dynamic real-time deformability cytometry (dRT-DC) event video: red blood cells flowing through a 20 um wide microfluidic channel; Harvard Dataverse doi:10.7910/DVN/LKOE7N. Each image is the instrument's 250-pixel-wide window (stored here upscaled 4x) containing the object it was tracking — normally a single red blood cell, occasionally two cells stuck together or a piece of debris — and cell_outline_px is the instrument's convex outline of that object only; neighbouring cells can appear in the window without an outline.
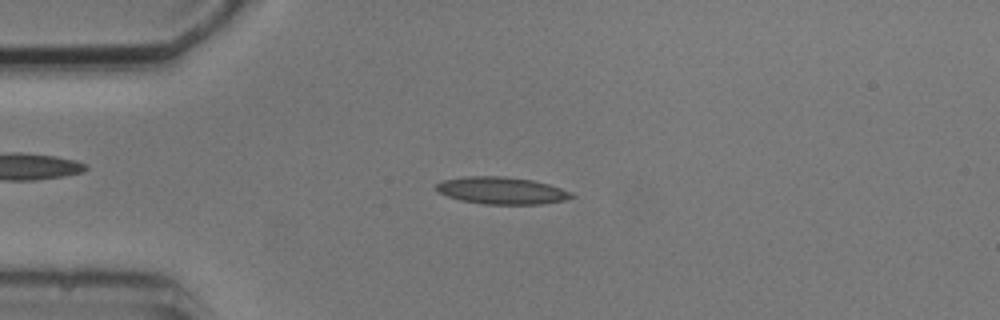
{"species": "common noctule bat (a hibernating species)", "species_latin": "Nyctalus noctula", "temperature_condition": "cold", "stored_images_in_passage": 3, "camera_frame_rate_fps": 3000, "um_per_image_px": 0.085, "animal": {"sex": "male", "body_mass_g": 20.5, "forearm_length_mm": 52.5}, "frame": {"image": 1, "passage_image": 3, "time_ms": 2.667, "image_size_px": [1000, 320], "cell_outline_px": [[576, 196], [564, 200], [540, 204], [484, 204], [460, 200], [436, 192], [432, 188], [440, 180], [464, 176], [504, 176], [532, 180], [548, 184], [572, 192]], "centroid_in_image_um": [42.57, 16.19], "position_along_channel_um": 42.4, "area_um2": 21.62}}